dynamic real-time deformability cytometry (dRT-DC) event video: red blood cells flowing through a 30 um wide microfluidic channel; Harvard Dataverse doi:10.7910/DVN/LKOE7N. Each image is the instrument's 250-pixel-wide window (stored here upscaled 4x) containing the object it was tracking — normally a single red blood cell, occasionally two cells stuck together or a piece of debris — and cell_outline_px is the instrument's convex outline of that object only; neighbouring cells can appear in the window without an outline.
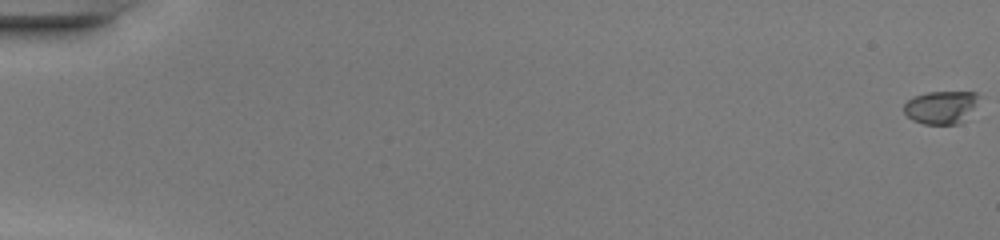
{"species": "common noctule bat (a hibernating species)", "species_latin": "Nyctalus noctula", "temperature_condition": "warm", "stored_images_in_passage": 50, "camera_frame_rate_fps": 3000, "um_per_image_px": 0.085, "animal": {"sex": "female", "body_mass_g": 20.0, "forearm_length_mm": 54.0}, "frame": {"image": 1, "passage_image": 1, "time_ms": 0.0, "image_size_px": [1000, 240], "cell_outline_px": [[980, 96], [972, 108], [960, 124], [924, 124], [912, 120], [904, 112], [904, 104], [912, 96], [928, 92], [976, 92]], "centroid_in_image_um": [79.94, 9.11], "position_along_channel_um": 5.1, "area_um2": 14.22}}
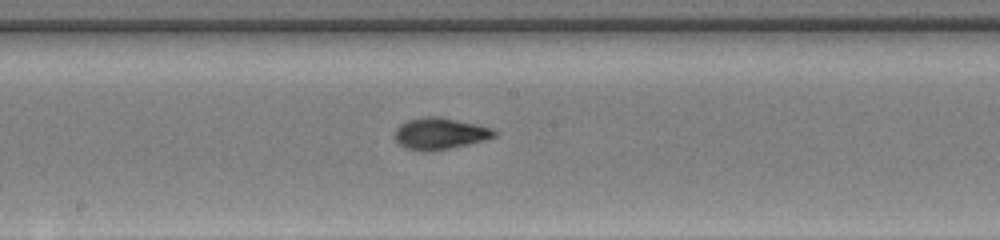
{"frame": {"image": 2, "passage_image": 29, "time_ms": 9.333, "image_size_px": [1000, 240], "cell_outline_px": [[496, 136], [484, 140], [468, 144], [432, 152], [424, 152], [404, 148], [396, 140], [396, 128], [400, 124], [408, 120], [424, 116], [436, 116], [476, 124], [492, 128], [496, 132]], "centroid_in_image_um": [37.38, 11.36], "position_along_channel_um": 210.8, "area_um2": 18.26}}
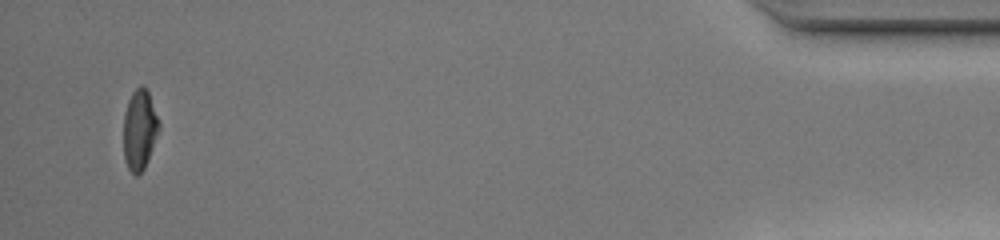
{"frame": {"image": 3, "passage_image": 49, "time_ms": 16.0, "image_size_px": [1000, 240], "cell_outline_px": [[160, 128], [144, 168], [136, 176], [128, 168], [124, 160], [124, 112], [128, 100], [132, 92], [140, 84], [148, 92], [160, 124]], "centroid_in_image_um": [11.85, 11.01], "position_along_channel_um": 423.4, "area_um2": 16.36}}